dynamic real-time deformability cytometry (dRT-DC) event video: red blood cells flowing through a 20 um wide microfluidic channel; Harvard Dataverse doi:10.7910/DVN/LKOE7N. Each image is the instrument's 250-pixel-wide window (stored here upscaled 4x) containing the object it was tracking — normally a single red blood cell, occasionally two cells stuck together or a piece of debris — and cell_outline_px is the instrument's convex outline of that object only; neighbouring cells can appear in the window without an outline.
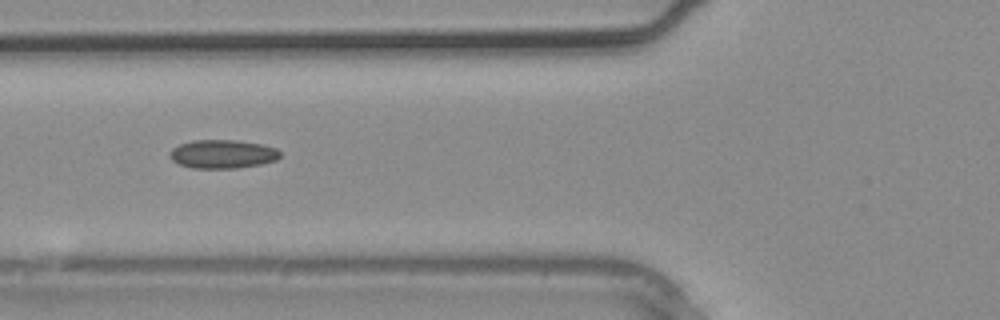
{"species": "common noctule bat (a hibernating species)", "species_latin": "Nyctalus noctula", "temperature_condition": "warm", "stored_images_in_passage": 2, "camera_frame_rate_fps": 3000, "um_per_image_px": 0.085, "animal": {"sex": "male", "body_mass_g": 20.4}, "frame": {"image": 1, "passage_image": 2, "time_ms": 0.333, "image_size_px": [1000, 320], "cell_outline_px": [[280, 156], [276, 160], [260, 164], [236, 168], [192, 168], [180, 164], [172, 160], [168, 156], [168, 152], [172, 148], [180, 144], [192, 140], [236, 140], [260, 144], [276, 148], [280, 152]], "centroid_in_image_um": [18.88, 13.09], "position_along_channel_um": 106.9, "area_um2": 18.38}}